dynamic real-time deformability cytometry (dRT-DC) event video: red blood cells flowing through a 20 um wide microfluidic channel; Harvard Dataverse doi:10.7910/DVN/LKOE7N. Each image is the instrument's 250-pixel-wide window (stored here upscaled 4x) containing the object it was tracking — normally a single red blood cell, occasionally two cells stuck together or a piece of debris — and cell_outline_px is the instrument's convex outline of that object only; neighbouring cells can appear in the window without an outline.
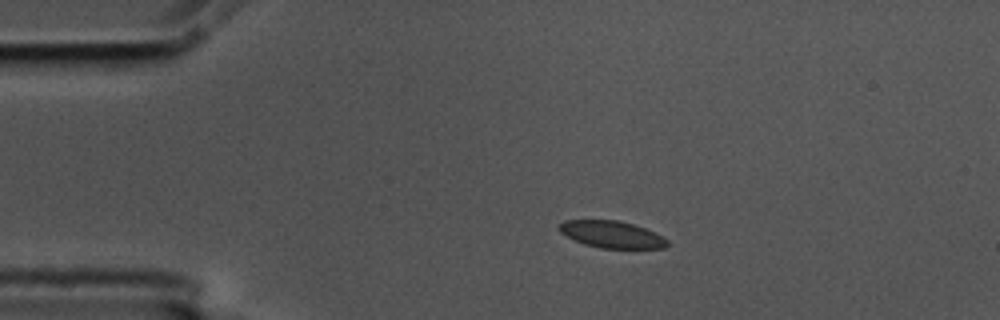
{"species": "common noctule bat (a hibernating species)", "species_latin": "Nyctalus noctula", "temperature_condition": "cold", "stored_images_in_passage": 46, "camera_frame_rate_fps": 3000, "um_per_image_px": 0.085, "animal": {"sex": "male", "body_mass_g": 17.5, "forearm_length_mm": 52.3}, "frame": {"image": 1, "passage_image": 1, "time_ms": 0.0, "image_size_px": [1000, 320], "cell_outline_px": [[668, 244], [664, 248], [600, 248], [584, 244], [560, 232], [560, 224], [564, 220], [616, 220], [632, 224], [656, 232], [668, 240]], "centroid_in_image_um": [52.03, 19.93], "position_along_channel_um": 33.0, "area_um2": 16.76}}
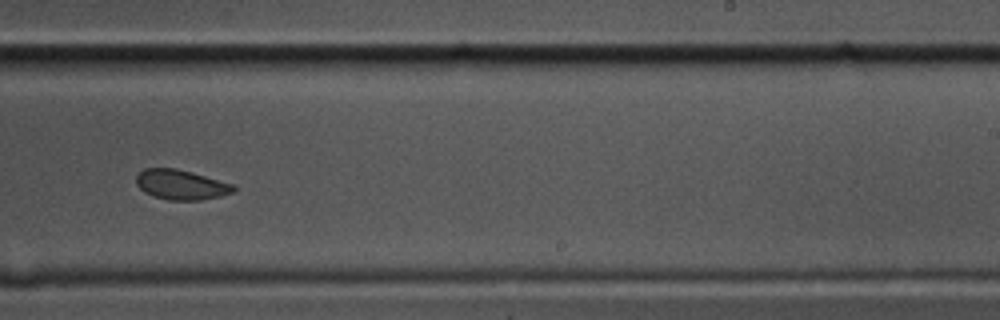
{"frame": {"image": 2, "passage_image": 25, "time_ms": 8.0, "image_size_px": [1000, 320], "cell_outline_px": [[236, 192], [220, 196], [200, 200], [168, 200], [152, 196], [144, 192], [136, 184], [136, 176], [144, 168], [176, 168], [192, 172], [236, 184]], "centroid_in_image_um": [15.43, 15.7], "position_along_channel_um": 273.6, "area_um2": 17.22}}
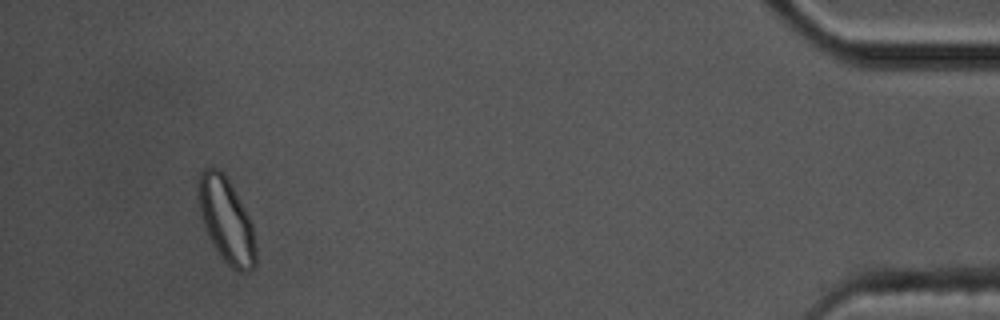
{"frame": {"image": 3, "passage_image": 43, "time_ms": 14.0, "image_size_px": [1000, 320], "cell_outline_px": [[256, 264], [252, 272], [240, 272], [232, 268], [220, 256], [212, 244], [204, 228], [200, 208], [200, 172], [204, 168], [216, 168], [224, 172], [244, 208], [252, 224], [256, 236]], "centroid_in_image_um": [19.29, 18.8], "position_along_channel_um": 415.9, "area_um2": 28.15}, "authors_computed_cell_mechanics": {"area_um2": 17.8602, "velocity_mm_per_s": 3.5343, "shape_relaxation_time_tau1_ms": 8.1185, "shape_relaxation_time_tau2_ms": 2.4583, "deformation_change_tau1": 0.1021, "deformation_change_tau2": 0.0572}}